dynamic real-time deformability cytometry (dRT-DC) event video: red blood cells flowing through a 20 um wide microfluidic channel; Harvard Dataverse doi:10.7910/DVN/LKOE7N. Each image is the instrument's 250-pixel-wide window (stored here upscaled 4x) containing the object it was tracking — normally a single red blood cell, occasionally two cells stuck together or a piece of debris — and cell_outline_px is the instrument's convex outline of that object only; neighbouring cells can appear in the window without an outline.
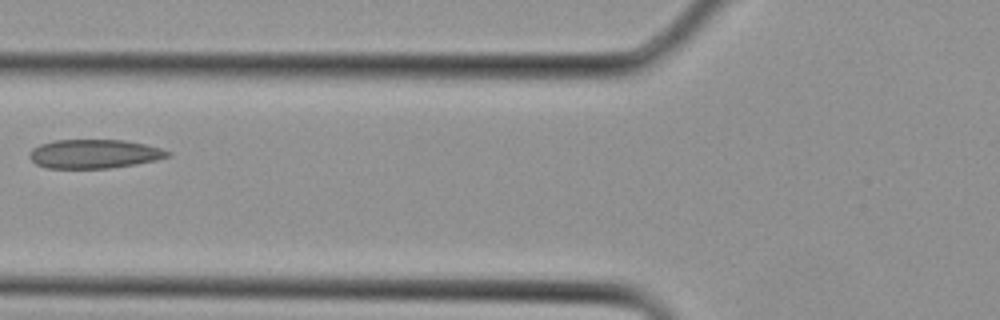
{"species": "Egyptian fruit bat (a non-hibernating species)", "species_latin": "Rousettus aegyptiacus", "temperature_condition": "cold", "stored_images_in_passage": 3, "camera_frame_rate_fps": 3000, "um_per_image_px": 0.085, "animal": {"sex": "female"}, "frame": {"image": 1, "passage_image": 3, "time_ms": 0.667, "image_size_px": [1000, 320], "cell_outline_px": [[172, 156], [156, 160], [136, 164], [108, 168], [48, 168], [36, 164], [28, 156], [28, 152], [32, 148], [40, 144], [56, 140], [124, 140], [144, 144], [160, 148], [172, 152]], "centroid_in_image_um": [8.01, 13.08], "position_along_channel_um": 117.8, "area_um2": 23.35}}